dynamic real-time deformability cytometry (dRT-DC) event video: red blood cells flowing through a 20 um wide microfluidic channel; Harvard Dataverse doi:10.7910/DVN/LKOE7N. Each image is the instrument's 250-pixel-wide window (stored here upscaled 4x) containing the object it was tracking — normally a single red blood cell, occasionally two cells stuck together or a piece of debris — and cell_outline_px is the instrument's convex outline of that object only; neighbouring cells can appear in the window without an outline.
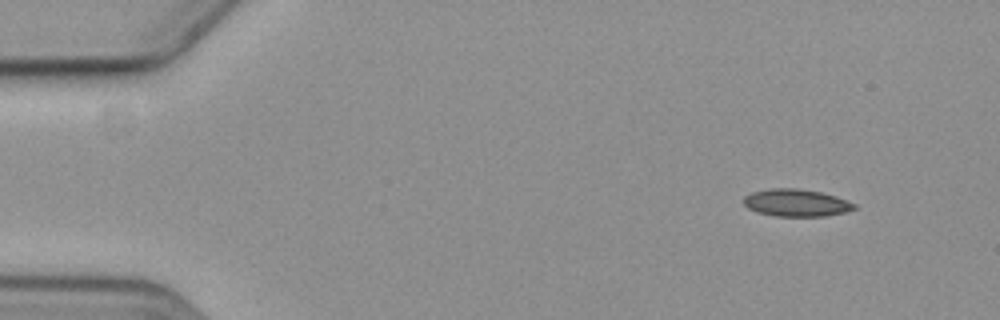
{"species": "common noctule bat (a hibernating species)", "species_latin": "Nyctalus noctula", "temperature_condition": "cold", "stored_images_in_passage": 5, "camera_frame_rate_fps": 3000, "um_per_image_px": 0.085, "animal": {"sex": "female", "body_mass_g": 19.3, "forearm_length_mm": 54.1}, "frame": {"image": 1, "passage_image": 1, "time_ms": 0.0, "image_size_px": [1000, 320], "cell_outline_px": [[856, 208], [844, 212], [824, 216], [776, 216], [756, 212], [748, 208], [744, 204], [744, 196], [752, 192], [772, 188], [796, 188], [820, 192], [836, 196], [856, 204]], "centroid_in_image_um": [67.66, 17.24], "position_along_channel_um": 17.3, "area_um2": 17.51}}